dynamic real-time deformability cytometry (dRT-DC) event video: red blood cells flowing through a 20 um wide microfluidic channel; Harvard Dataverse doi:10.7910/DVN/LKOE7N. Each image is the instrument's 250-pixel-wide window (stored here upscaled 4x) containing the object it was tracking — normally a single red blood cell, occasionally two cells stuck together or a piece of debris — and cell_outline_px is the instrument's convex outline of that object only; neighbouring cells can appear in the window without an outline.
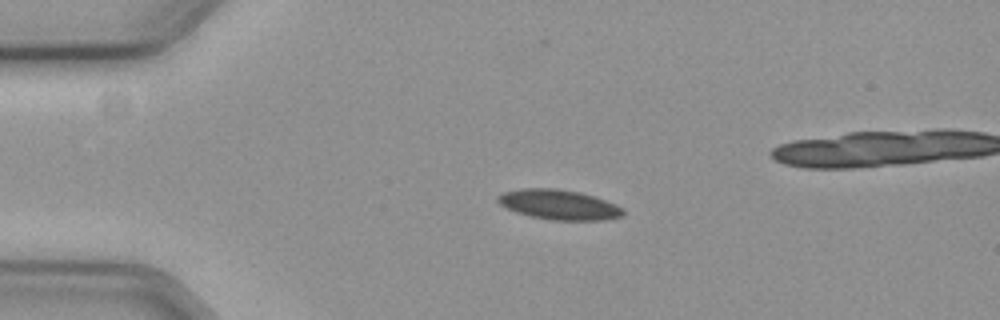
{"species": "common noctule bat (a hibernating species)", "species_latin": "Nyctalus noctula", "temperature_condition": "cold", "stored_images_in_passage": 47, "camera_frame_rate_fps": 3000, "um_per_image_px": 0.085, "animal": {"sex": "female", "body_mass_g": 19.3, "forearm_length_mm": 54.1}, "frame": {"image": 1, "passage_image": 1, "time_ms": 0.0, "image_size_px": [1000, 320], "cell_outline_px": [[624, 216], [604, 220], [552, 220], [532, 216], [516, 212], [500, 204], [496, 200], [496, 196], [504, 192], [520, 188], [556, 188], [580, 192], [596, 196], [616, 204], [624, 208]], "centroid_in_image_um": [47.54, 17.38], "position_along_channel_um": 37.5, "area_um2": 22.02}}
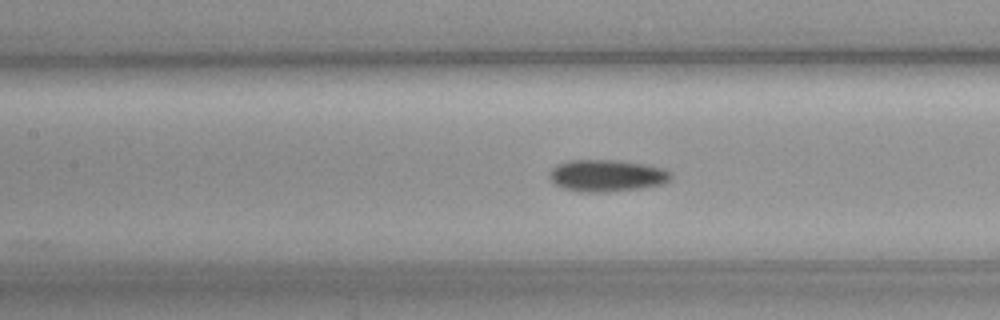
{"frame": {"image": 2, "passage_image": 14, "time_ms": 4.333, "image_size_px": [1000, 320], "cell_outline_px": [[672, 176], [664, 184], [640, 188], [608, 192], [580, 192], [564, 188], [556, 184], [548, 176], [548, 172], [556, 164], [568, 160], [612, 160], [640, 164], [660, 168], [668, 172]], "centroid_in_image_um": [51.5, 14.93], "position_along_channel_um": 155.9, "area_um2": 22.31}}
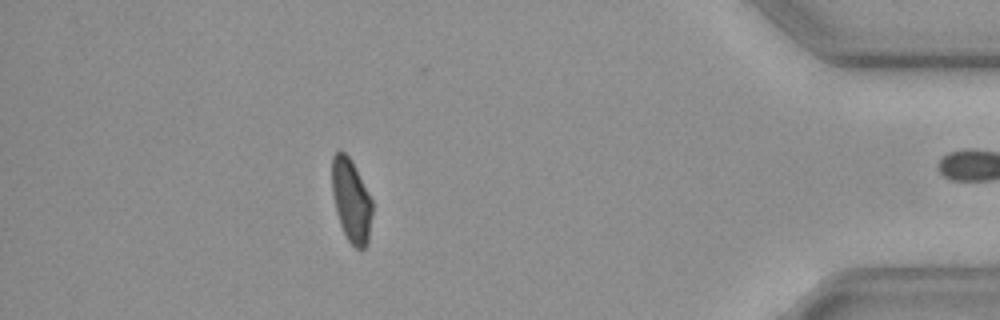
{"frame": {"image": 3, "passage_image": 39, "time_ms": 12.667, "image_size_px": [1000, 320], "cell_outline_px": [[372, 212], [368, 240], [364, 248], [360, 252], [348, 240], [340, 224], [336, 212], [332, 192], [332, 156], [336, 152], [344, 152], [348, 156], [356, 168], [372, 200]], "centroid_in_image_um": [29.85, 17.06], "position_along_channel_um": 405.4, "area_um2": 19.36}}